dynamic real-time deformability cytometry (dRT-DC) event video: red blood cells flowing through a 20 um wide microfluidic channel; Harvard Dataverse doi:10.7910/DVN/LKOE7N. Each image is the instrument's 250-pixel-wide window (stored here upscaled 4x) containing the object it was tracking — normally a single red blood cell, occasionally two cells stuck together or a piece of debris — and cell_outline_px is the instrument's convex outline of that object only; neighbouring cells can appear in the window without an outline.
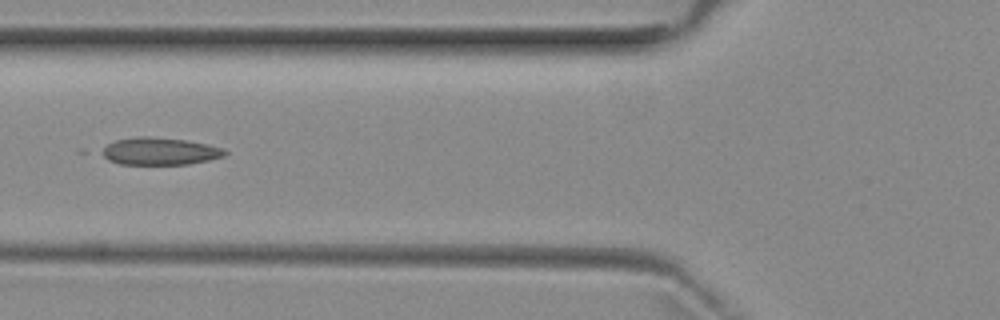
{"species": "common noctule bat (a hibernating species)", "species_latin": "Nyctalus noctula", "temperature_condition": "room temperature", "stored_images_in_passage": 5, "camera_frame_rate_fps": 3000, "um_per_image_px": 0.085, "animal": {"sex": "female", "body_mass_g": 29.2, "forearm_length_mm": 56.3}, "frame": {"image": 1, "passage_image": 5, "time_ms": 5.333, "image_size_px": [1000, 320], "cell_outline_px": [[228, 152], [224, 156], [208, 160], [188, 164], [120, 164], [108, 160], [96, 152], [108, 144], [116, 140], [136, 136], [148, 136], [184, 140], [208, 144], [224, 148]], "centroid_in_image_um": [13.53, 12.85], "position_along_channel_um": 112.3, "area_um2": 19.77}}